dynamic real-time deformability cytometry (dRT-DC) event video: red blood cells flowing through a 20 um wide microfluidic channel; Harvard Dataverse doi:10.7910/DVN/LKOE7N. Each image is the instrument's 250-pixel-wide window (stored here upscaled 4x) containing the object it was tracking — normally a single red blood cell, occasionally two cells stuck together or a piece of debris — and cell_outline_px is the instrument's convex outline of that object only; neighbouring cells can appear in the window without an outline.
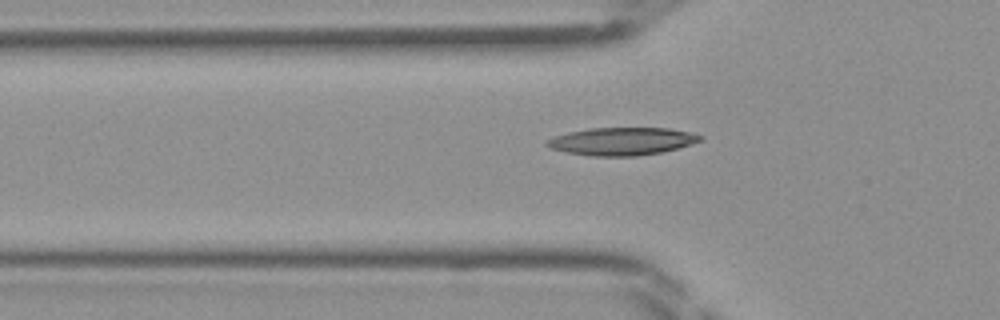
{"species": "Egyptian fruit bat (a non-hibernating species)", "species_latin": "Rousettus aegyptiacus", "temperature_condition": "room temperature", "stored_images_in_passage": 42, "camera_frame_rate_fps": 3000, "um_per_image_px": 0.085, "frame": {"image": 1, "passage_image": 15, "time_ms": 4.667, "image_size_px": [1000, 320], "cell_outline_px": [[704, 140], [692, 144], [660, 152], [636, 156], [592, 156], [568, 152], [552, 148], [544, 144], [544, 140], [568, 132], [588, 128], [668, 128], [688, 132], [704, 136]], "centroid_in_image_um": [52.86, 12.0], "position_along_channel_um": 72.9, "area_um2": 24.68}}
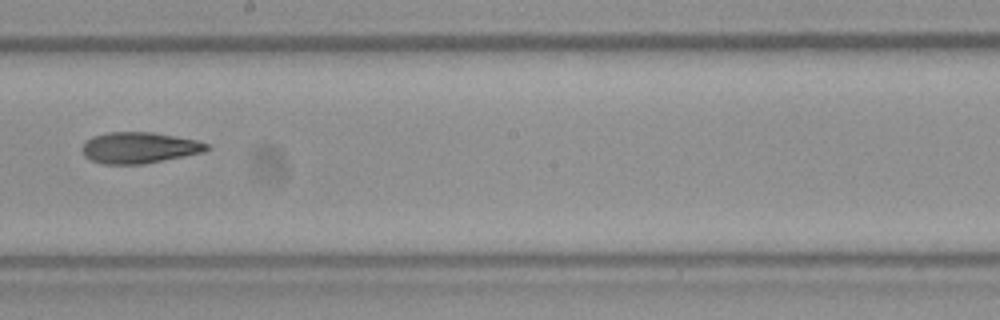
{"frame": {"image": 2, "passage_image": 26, "time_ms": 8.333, "image_size_px": [1000, 320], "cell_outline_px": [[208, 148], [204, 152], [144, 164], [100, 164], [84, 156], [80, 148], [84, 140], [92, 136], [108, 132], [152, 132], [196, 140], [208, 144]], "centroid_in_image_um": [11.76, 12.55], "position_along_channel_um": 236.4, "area_um2": 22.72}}
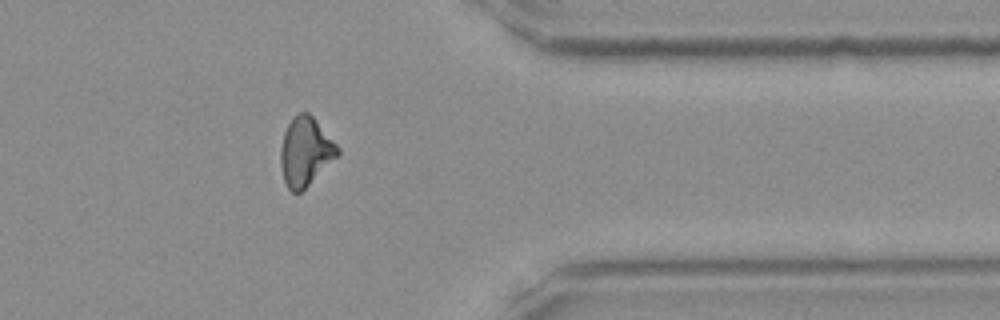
{"frame": {"image": 3, "passage_image": 37, "time_ms": 12.0, "image_size_px": [1000, 320], "cell_outline_px": [[340, 152], [300, 192], [292, 192], [288, 188], [284, 180], [280, 164], [280, 148], [284, 132], [292, 116], [300, 112], [308, 112], [316, 120], [340, 148]], "centroid_in_image_um": [25.92, 12.84], "position_along_channel_um": 385.5, "area_um2": 22.37}}